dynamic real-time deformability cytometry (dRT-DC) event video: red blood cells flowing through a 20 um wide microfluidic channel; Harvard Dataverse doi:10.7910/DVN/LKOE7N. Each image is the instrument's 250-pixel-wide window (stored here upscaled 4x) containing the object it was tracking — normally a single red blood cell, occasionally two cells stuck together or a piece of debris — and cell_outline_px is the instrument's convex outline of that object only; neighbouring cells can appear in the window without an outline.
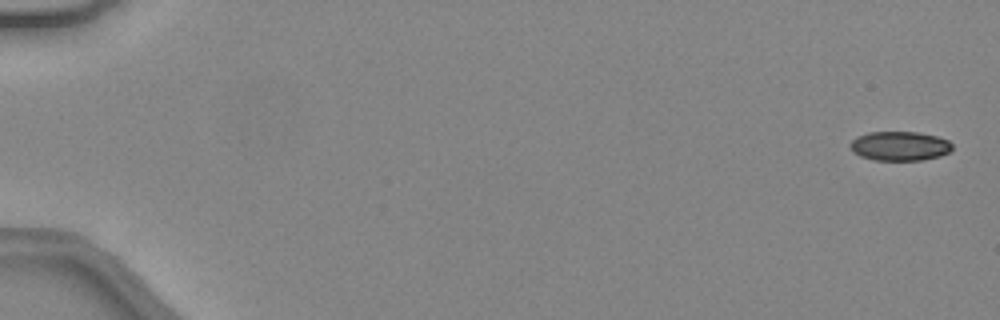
{"species": "common noctule bat (a hibernating species)", "species_latin": "Nyctalus noctula", "temperature_condition": "warm", "stored_images_in_passage": 20, "camera_frame_rate_fps": 3000, "um_per_image_px": 0.085, "animal": {"sex": "female", "body_mass_g": 24.6, "forearm_length_mm": 56.2}, "frame": {"image": 1, "passage_image": 1, "time_ms": 0.0, "image_size_px": [1000, 320], "cell_outline_px": [[952, 148], [948, 152], [940, 156], [920, 160], [872, 160], [860, 156], [852, 152], [848, 148], [848, 144], [856, 136], [868, 132], [916, 132], [936, 136], [948, 140], [952, 144]], "centroid_in_image_um": [76.41, 12.41], "position_along_channel_um": 8.6, "area_um2": 17.57}}
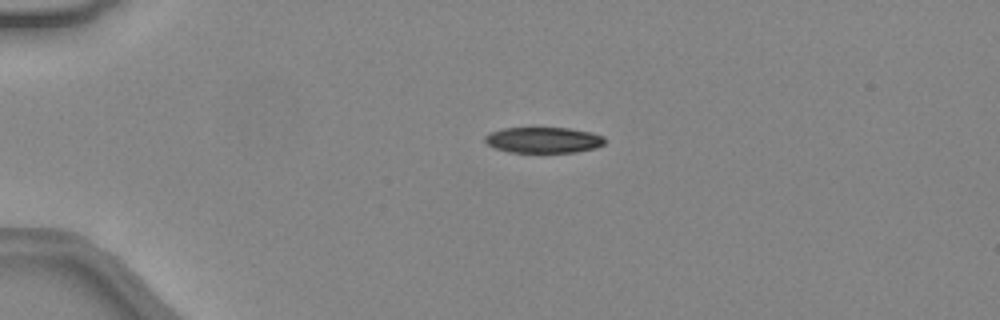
{"frame": {"image": 2, "passage_image": 12, "time_ms": 3.667, "image_size_px": [1000, 320], "cell_outline_px": [[604, 144], [596, 148], [576, 152], [508, 152], [496, 148], [488, 144], [484, 140], [484, 136], [488, 132], [504, 128], [568, 128], [592, 132], [604, 136]], "centroid_in_image_um": [46.19, 11.9], "position_along_channel_um": 38.8, "area_um2": 18.09}}